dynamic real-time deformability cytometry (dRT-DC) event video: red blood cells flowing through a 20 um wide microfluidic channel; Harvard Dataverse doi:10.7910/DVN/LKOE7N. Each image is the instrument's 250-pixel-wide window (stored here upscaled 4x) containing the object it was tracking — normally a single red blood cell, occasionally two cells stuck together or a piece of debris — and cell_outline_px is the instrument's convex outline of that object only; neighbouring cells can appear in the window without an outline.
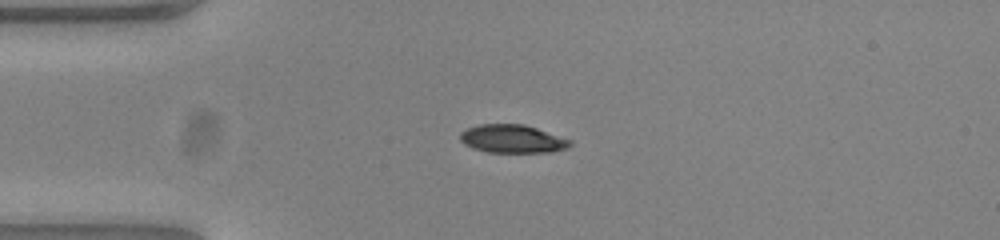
{"species": "common noctule bat (a hibernating species)", "species_latin": "Nyctalus noctula", "temperature_condition": "warm", "stored_images_in_passage": 41, "camera_frame_rate_fps": 3000, "um_per_image_px": 0.085, "animal": {"sex": "female", "body_mass_g": 23.0, "forearm_length_mm": 53.4}, "frame": {"image": 1, "passage_image": 1, "time_ms": 0.0, "image_size_px": [1000, 240], "cell_outline_px": [[572, 144], [568, 148], [552, 152], [488, 152], [472, 148], [464, 144], [460, 140], [460, 132], [468, 128], [480, 124], [524, 124], [572, 140]], "centroid_in_image_um": [43.56, 11.8], "position_along_channel_um": 41.4, "area_um2": 18.09}}
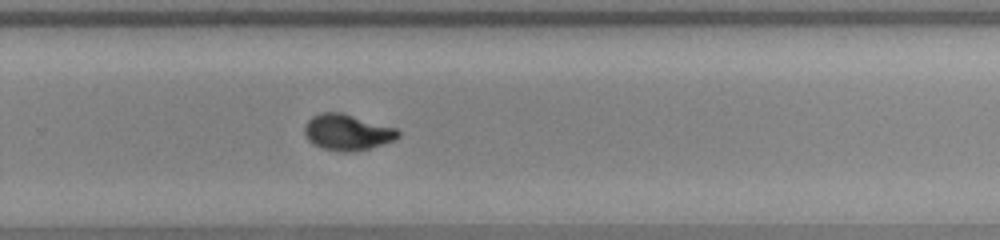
{"frame": {"image": 2, "passage_image": 23, "time_ms": 7.333, "image_size_px": [1000, 240], "cell_outline_px": [[400, 136], [396, 140], [368, 148], [348, 152], [344, 152], [324, 148], [308, 140], [304, 132], [304, 124], [312, 116], [320, 112], [340, 112], [396, 128], [400, 132]], "centroid_in_image_um": [29.51, 11.23], "position_along_channel_um": 300.3, "area_um2": 19.42}}
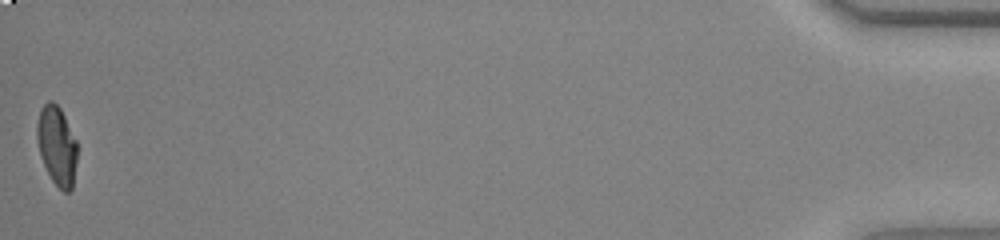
{"frame": {"image": 3, "passage_image": 41, "time_ms": 13.333, "image_size_px": [1000, 240], "cell_outline_px": [[76, 164], [72, 188], [68, 192], [64, 192], [52, 180], [40, 156], [36, 136], [36, 124], [40, 108], [48, 100], [52, 100], [60, 108], [76, 140]], "centroid_in_image_um": [4.81, 12.35], "position_along_channel_um": 430.4, "area_um2": 18.44}, "authors_computed_cell_mechanics": {"area_um2": 19.1896, "velocity_mm_per_s": 3.8576, "shape_relaxation_time_tau1_ms": 4.0695, "shape_relaxation_time_tau2_ms": null, "deformation_change_tau1": 0.1835, "deformation_change_tau2": null}}